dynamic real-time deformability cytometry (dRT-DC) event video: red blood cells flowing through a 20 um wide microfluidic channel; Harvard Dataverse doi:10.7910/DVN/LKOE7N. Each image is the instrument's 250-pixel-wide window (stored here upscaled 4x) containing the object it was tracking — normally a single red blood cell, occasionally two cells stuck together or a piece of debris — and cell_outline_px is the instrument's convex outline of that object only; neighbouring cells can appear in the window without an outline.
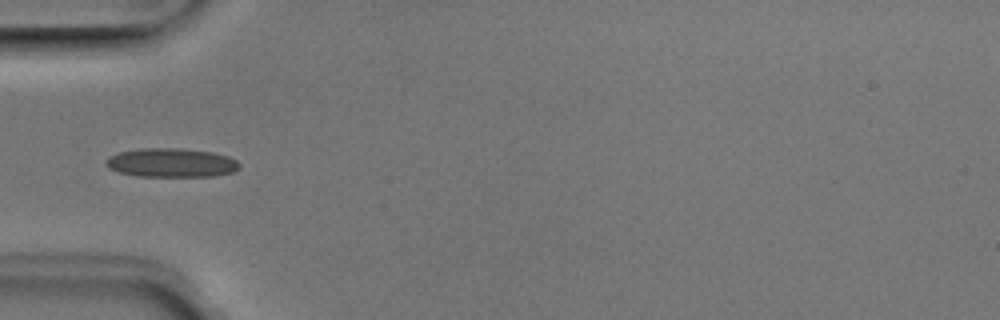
{"species": "Egyptian fruit bat (a non-hibernating species)", "species_latin": "Rousettus aegyptiacus", "temperature_condition": "room temperature", "stored_images_in_passage": 2, "camera_frame_rate_fps": 3000, "um_per_image_px": 0.085, "animal": {"sex": "male"}, "frame": {"image": 1, "passage_image": 2, "time_ms": 0.333, "image_size_px": [1000, 320], "cell_outline_px": [[240, 168], [232, 172], [216, 176], [136, 176], [120, 172], [108, 168], [104, 164], [108, 156], [120, 152], [140, 148], [180, 148], [212, 152], [228, 156], [236, 160], [240, 164]], "centroid_in_image_um": [14.56, 13.83], "position_along_channel_um": 70.4, "area_um2": 22.6}}